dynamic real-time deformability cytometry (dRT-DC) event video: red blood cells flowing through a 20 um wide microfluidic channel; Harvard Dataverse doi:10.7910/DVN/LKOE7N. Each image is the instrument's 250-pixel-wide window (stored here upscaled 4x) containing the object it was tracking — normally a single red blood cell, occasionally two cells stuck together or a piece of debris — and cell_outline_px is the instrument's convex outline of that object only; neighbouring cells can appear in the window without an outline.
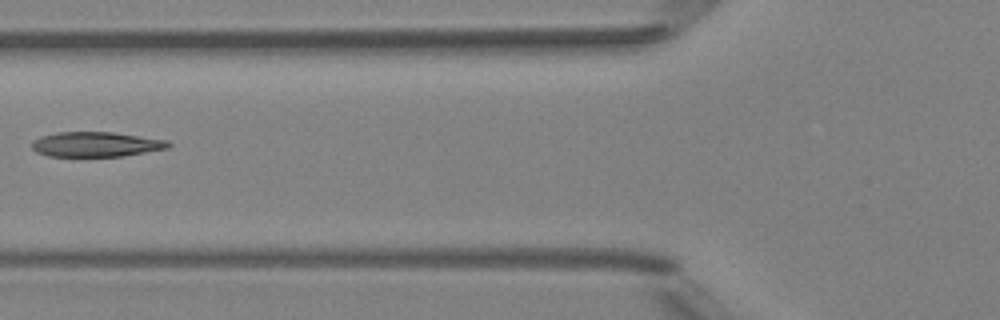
{"species": "Egyptian fruit bat (a non-hibernating species)", "species_latin": "Rousettus aegyptiacus", "temperature_condition": "room temperature", "stored_images_in_passage": 7, "camera_frame_rate_fps": 3000, "um_per_image_px": 0.085, "animal": {"sex": "female"}, "frame": {"image": 1, "passage_image": 6, "time_ms": 5.667, "image_size_px": [1000, 320], "cell_outline_px": [[172, 144], [168, 148], [124, 156], [48, 156], [36, 152], [32, 148], [32, 140], [40, 136], [56, 132], [112, 132], [168, 140]], "centroid_in_image_um": [8.15, 12.26], "position_along_channel_um": 117.7, "area_um2": 19.88}}
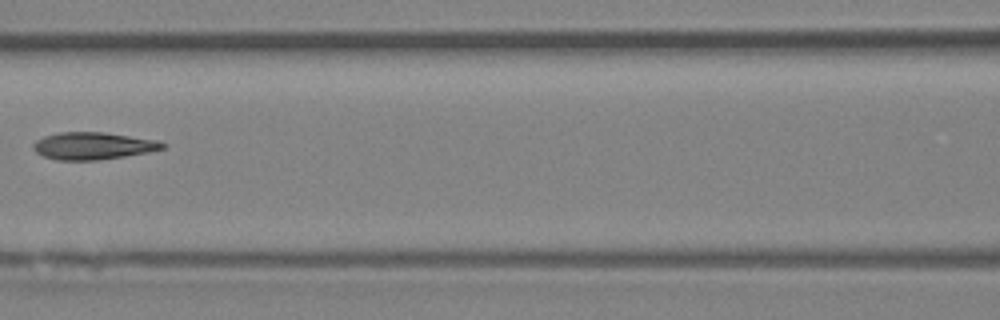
{"frame": {"image": 2, "passage_image": 7, "time_ms": 6.667, "image_size_px": [1000, 320], "cell_outline_px": [[164, 148], [148, 152], [124, 156], [96, 160], [60, 160], [44, 156], [36, 152], [32, 148], [32, 144], [36, 140], [44, 136], [60, 132], [104, 132], [160, 140], [164, 144]], "centroid_in_image_um": [7.9, 12.39], "position_along_channel_um": 158.7, "area_um2": 20.46}}